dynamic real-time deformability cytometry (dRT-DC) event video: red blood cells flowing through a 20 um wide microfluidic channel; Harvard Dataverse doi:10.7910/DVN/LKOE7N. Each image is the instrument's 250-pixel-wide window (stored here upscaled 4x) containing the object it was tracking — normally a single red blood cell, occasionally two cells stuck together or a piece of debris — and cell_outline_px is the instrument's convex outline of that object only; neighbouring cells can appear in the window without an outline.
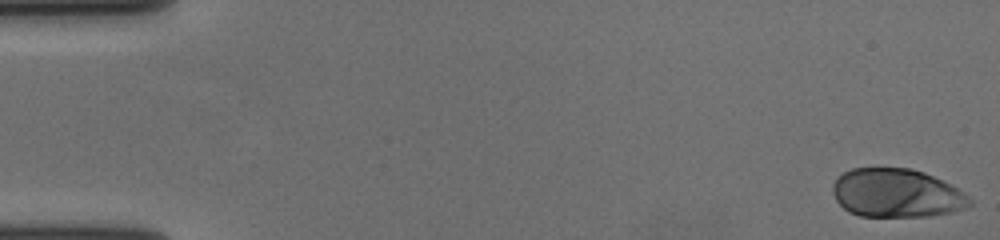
{"species": "human", "species_latin": "Homo sapiens", "temperature_condition": "cold", "stored_images_in_passage": 57, "camera_frame_rate_fps": 3000, "um_per_image_px": 0.085, "donor": {"sex": "female"}, "frame": {"image": 1, "passage_image": 1, "time_ms": 0.0, "image_size_px": [1000, 240], "cell_outline_px": [[972, 204], [964, 208], [952, 212], [928, 216], [860, 216], [848, 212], [836, 200], [832, 192], [832, 184], [836, 176], [852, 168], [912, 168], [924, 172], [964, 192], [972, 200]], "centroid_in_image_um": [76.17, 16.41], "position_along_channel_um": 8.8, "area_um2": 38.84}}
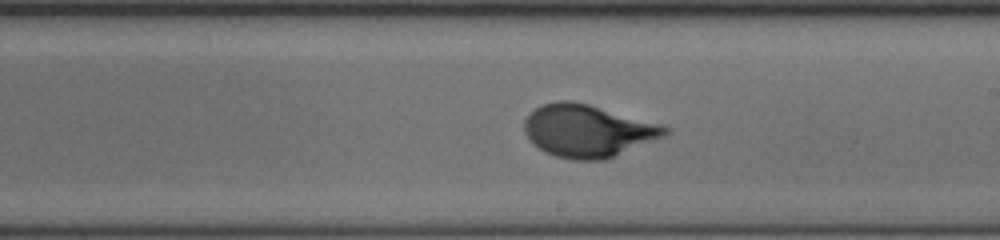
{"frame": {"image": 2, "passage_image": 33, "time_ms": 10.667, "image_size_px": [1000, 240], "cell_outline_px": [[668, 132], [664, 136], [604, 160], [572, 160], [556, 156], [544, 152], [532, 144], [524, 132], [524, 120], [536, 108], [544, 104], [556, 100], [572, 100], [588, 104], [664, 124], [668, 128]], "centroid_in_image_um": [49.94, 11.11], "position_along_channel_um": 239.1, "area_um2": 43.0}}
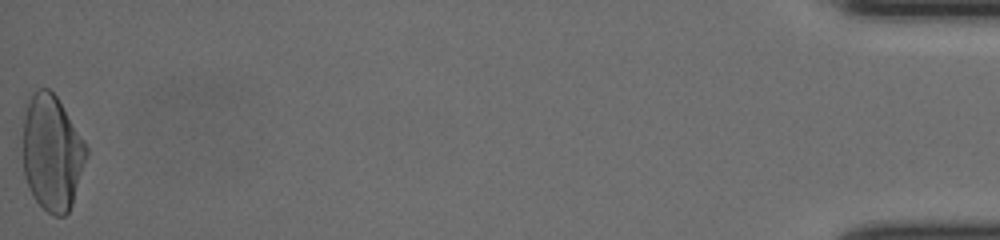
{"frame": {"image": 3, "passage_image": 57, "time_ms": 18.667, "image_size_px": [1000, 240], "cell_outline_px": [[88, 156], [72, 204], [68, 212], [64, 216], [52, 216], [36, 200], [24, 176], [24, 108], [32, 92], [36, 88], [48, 88], [56, 96], [84, 140], [88, 148]], "centroid_in_image_um": [4.43, 12.97], "position_along_channel_um": 430.8, "area_um2": 42.71}, "authors_computed_cell_mechanics": {"area_um2": 40.8646, "velocity_mm_per_s": 3.6328, "shape_relaxation_time_tau1_ms": 4.025, "shape_relaxation_time_tau2_ms": null, "deformation_change_tau1": 0.1969, "deformation_change_tau2": null}}